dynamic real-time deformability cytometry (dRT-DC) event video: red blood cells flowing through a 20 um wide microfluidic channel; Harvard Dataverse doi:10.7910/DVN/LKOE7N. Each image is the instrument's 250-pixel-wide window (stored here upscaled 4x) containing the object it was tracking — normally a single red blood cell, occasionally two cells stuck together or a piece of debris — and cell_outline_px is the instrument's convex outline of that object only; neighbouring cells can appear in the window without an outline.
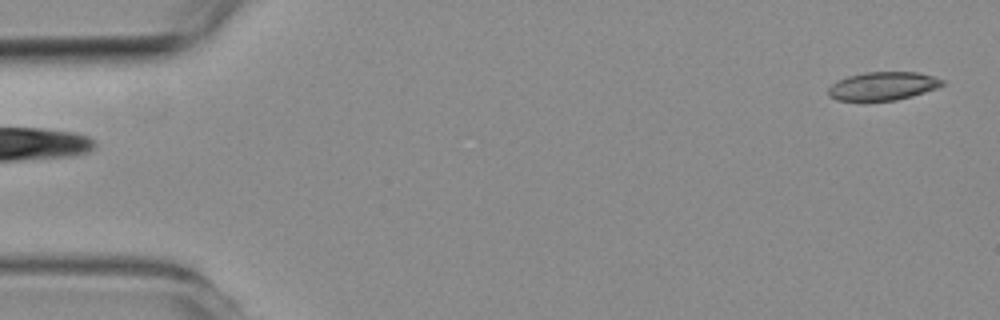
{"species": "common noctule bat (a hibernating species)", "species_latin": "Nyctalus noctula", "temperature_condition": "room temperature", "stored_images_in_passage": 5, "segment_of_instrument_passage": [2, 2], "camera_frame_rate_fps": 3000, "um_per_image_px": 0.085, "animal": {"sex": "female", "body_mass_g": 19.3, "forearm_length_mm": 54.1}, "frame": {"image": 1, "passage_image": 5, "time_ms": 4.333, "image_size_px": [1000, 320], "cell_outline_px": [[944, 84], [936, 88], [912, 96], [896, 100], [836, 100], [828, 96], [828, 88], [836, 80], [848, 76], [864, 72], [920, 72], [944, 80]], "centroid_in_image_um": [75.02, 7.3], "position_along_channel_um": 10.0, "area_um2": 18.79}}